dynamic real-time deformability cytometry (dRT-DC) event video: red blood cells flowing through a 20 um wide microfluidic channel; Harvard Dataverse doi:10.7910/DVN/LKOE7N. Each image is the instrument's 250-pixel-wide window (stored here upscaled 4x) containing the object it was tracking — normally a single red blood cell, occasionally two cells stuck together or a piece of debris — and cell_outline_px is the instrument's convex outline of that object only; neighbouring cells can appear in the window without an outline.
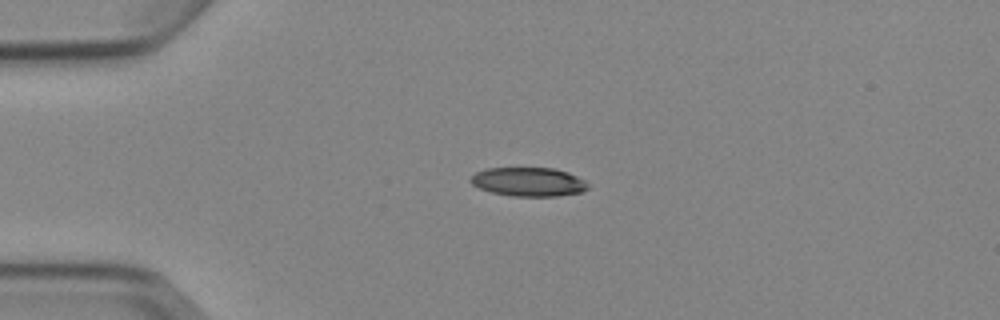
{"species": "Egyptian fruit bat (a non-hibernating species)", "species_latin": "Rousettus aegyptiacus", "temperature_condition": "cold", "stored_images_in_passage": 2, "camera_frame_rate_fps": 3000, "um_per_image_px": 0.085, "animal": {"sex": "female"}, "frame": {"image": 1, "passage_image": 1, "time_ms": 0.0, "image_size_px": [1000, 320], "cell_outline_px": [[588, 188], [580, 192], [556, 196], [512, 196], [492, 192], [480, 188], [472, 184], [468, 180], [476, 172], [484, 168], [552, 168], [568, 172], [584, 180], [588, 184]], "centroid_in_image_um": [44.9, 15.45], "position_along_channel_um": 40.1, "area_um2": 19.65}}